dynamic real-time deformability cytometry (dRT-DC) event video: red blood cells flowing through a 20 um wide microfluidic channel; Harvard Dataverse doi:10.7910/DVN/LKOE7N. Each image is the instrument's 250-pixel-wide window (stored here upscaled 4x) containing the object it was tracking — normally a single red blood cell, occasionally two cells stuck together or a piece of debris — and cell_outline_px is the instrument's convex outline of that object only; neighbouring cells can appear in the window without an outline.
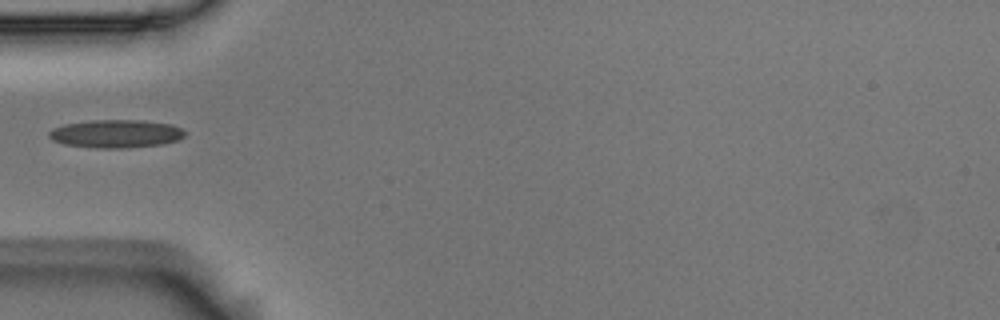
{"species": "Egyptian fruit bat (a non-hibernating species)", "species_latin": "Rousettus aegyptiacus", "temperature_condition": "room temperature", "stored_images_in_passage": 39, "camera_frame_rate_fps": 3000, "um_per_image_px": 0.085, "animal": {"sex": "male"}, "frame": {"image": 1, "passage_image": 1, "time_ms": 0.0, "image_size_px": [1000, 320], "cell_outline_px": [[184, 136], [180, 140], [164, 144], [124, 148], [96, 148], [64, 144], [52, 140], [48, 136], [48, 132], [52, 128], [64, 124], [92, 120], [140, 120], [172, 124], [180, 128], [184, 132]], "centroid_in_image_um": [9.84, 11.37], "position_along_channel_um": 75.2, "area_um2": 22.37}}
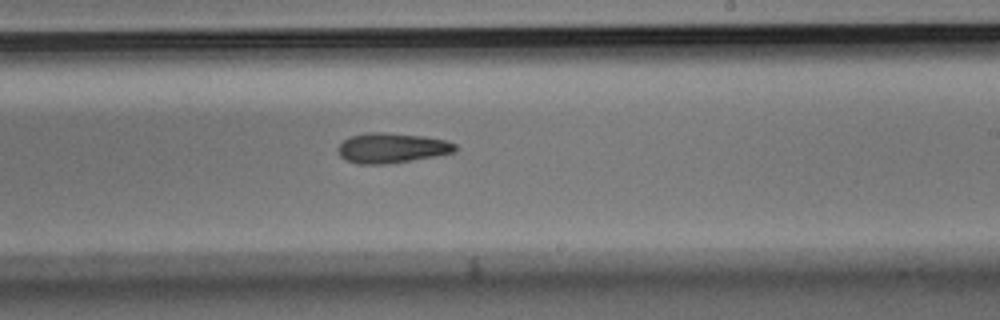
{"frame": {"image": 2, "passage_image": 16, "time_ms": 5.0, "image_size_px": [1000, 320], "cell_outline_px": [[456, 152], [436, 156], [384, 164], [356, 164], [340, 156], [336, 148], [348, 136], [368, 132], [380, 132], [424, 136], [444, 140], [456, 144]], "centroid_in_image_um": [33.27, 12.57], "position_along_channel_um": 255.7, "area_um2": 20.46}}
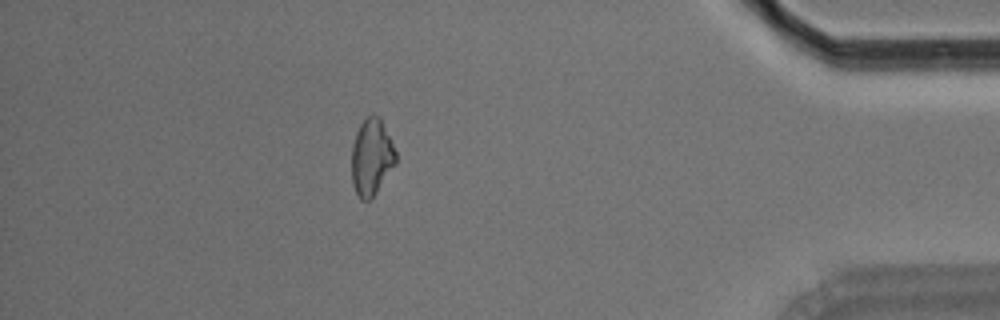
{"frame": {"image": 3, "passage_image": 32, "time_ms": 10.333, "image_size_px": [1000, 320], "cell_outline_px": [[396, 164], [376, 192], [368, 200], [360, 200], [352, 184], [352, 144], [356, 132], [360, 124], [372, 112], [380, 116], [396, 152]], "centroid_in_image_um": [31.58, 13.33], "position_along_channel_um": 403.6, "area_um2": 19.71}}